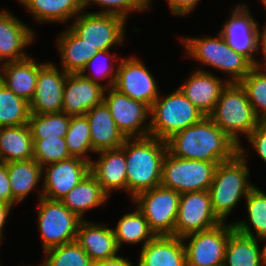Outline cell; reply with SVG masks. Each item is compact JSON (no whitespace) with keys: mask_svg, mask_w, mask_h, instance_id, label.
<instances>
[{"mask_svg":"<svg viewBox=\"0 0 266 266\" xmlns=\"http://www.w3.org/2000/svg\"><path fill=\"white\" fill-rule=\"evenodd\" d=\"M168 151L179 158L214 162L230 160L238 145L209 117L173 134L166 140Z\"/></svg>","mask_w":266,"mask_h":266,"instance_id":"1","label":"cell"},{"mask_svg":"<svg viewBox=\"0 0 266 266\" xmlns=\"http://www.w3.org/2000/svg\"><path fill=\"white\" fill-rule=\"evenodd\" d=\"M242 144L238 152L227 161L217 164L213 180L208 189L214 214L221 222H226L241 199H246L255 186L249 180L248 153Z\"/></svg>","mask_w":266,"mask_h":266,"instance_id":"2","label":"cell"},{"mask_svg":"<svg viewBox=\"0 0 266 266\" xmlns=\"http://www.w3.org/2000/svg\"><path fill=\"white\" fill-rule=\"evenodd\" d=\"M167 142L151 136L125 140L126 182L130 200L138 193L161 185Z\"/></svg>","mask_w":266,"mask_h":266,"instance_id":"3","label":"cell"},{"mask_svg":"<svg viewBox=\"0 0 266 266\" xmlns=\"http://www.w3.org/2000/svg\"><path fill=\"white\" fill-rule=\"evenodd\" d=\"M185 55L202 65L226 73L229 83H239L251 70L253 64L243 55L232 50L218 32L215 37H180Z\"/></svg>","mask_w":266,"mask_h":266,"instance_id":"4","label":"cell"},{"mask_svg":"<svg viewBox=\"0 0 266 266\" xmlns=\"http://www.w3.org/2000/svg\"><path fill=\"white\" fill-rule=\"evenodd\" d=\"M209 117L238 146L261 123L240 83L226 85Z\"/></svg>","mask_w":266,"mask_h":266,"instance_id":"5","label":"cell"},{"mask_svg":"<svg viewBox=\"0 0 266 266\" xmlns=\"http://www.w3.org/2000/svg\"><path fill=\"white\" fill-rule=\"evenodd\" d=\"M204 117L177 87L165 97L159 95L151 105L149 136L166 141Z\"/></svg>","mask_w":266,"mask_h":266,"instance_id":"6","label":"cell"},{"mask_svg":"<svg viewBox=\"0 0 266 266\" xmlns=\"http://www.w3.org/2000/svg\"><path fill=\"white\" fill-rule=\"evenodd\" d=\"M38 229L43 252L76 241L81 219L60 200L41 197L38 200Z\"/></svg>","mask_w":266,"mask_h":266,"instance_id":"7","label":"cell"},{"mask_svg":"<svg viewBox=\"0 0 266 266\" xmlns=\"http://www.w3.org/2000/svg\"><path fill=\"white\" fill-rule=\"evenodd\" d=\"M216 166L214 162L179 158L168 151L163 160L161 185L180 194L207 191Z\"/></svg>","mask_w":266,"mask_h":266,"instance_id":"8","label":"cell"},{"mask_svg":"<svg viewBox=\"0 0 266 266\" xmlns=\"http://www.w3.org/2000/svg\"><path fill=\"white\" fill-rule=\"evenodd\" d=\"M76 19V20H75ZM126 20L118 15L81 12L68 26L93 49L105 51L123 45Z\"/></svg>","mask_w":266,"mask_h":266,"instance_id":"9","label":"cell"},{"mask_svg":"<svg viewBox=\"0 0 266 266\" xmlns=\"http://www.w3.org/2000/svg\"><path fill=\"white\" fill-rule=\"evenodd\" d=\"M180 193L162 185L138 193L132 200L155 236L174 235Z\"/></svg>","mask_w":266,"mask_h":266,"instance_id":"10","label":"cell"},{"mask_svg":"<svg viewBox=\"0 0 266 266\" xmlns=\"http://www.w3.org/2000/svg\"><path fill=\"white\" fill-rule=\"evenodd\" d=\"M233 230V223L221 222L209 230L182 237L187 266H224L225 249Z\"/></svg>","mask_w":266,"mask_h":266,"instance_id":"11","label":"cell"},{"mask_svg":"<svg viewBox=\"0 0 266 266\" xmlns=\"http://www.w3.org/2000/svg\"><path fill=\"white\" fill-rule=\"evenodd\" d=\"M103 102L126 138L149 136L150 107L147 104L128 97L114 87L105 89Z\"/></svg>","mask_w":266,"mask_h":266,"instance_id":"12","label":"cell"},{"mask_svg":"<svg viewBox=\"0 0 266 266\" xmlns=\"http://www.w3.org/2000/svg\"><path fill=\"white\" fill-rule=\"evenodd\" d=\"M145 65L136 56L120 57L113 87L151 107L160 92L155 77Z\"/></svg>","mask_w":266,"mask_h":266,"instance_id":"13","label":"cell"},{"mask_svg":"<svg viewBox=\"0 0 266 266\" xmlns=\"http://www.w3.org/2000/svg\"><path fill=\"white\" fill-rule=\"evenodd\" d=\"M221 221L214 214L208 190L180 194L174 236L209 230Z\"/></svg>","mask_w":266,"mask_h":266,"instance_id":"14","label":"cell"},{"mask_svg":"<svg viewBox=\"0 0 266 266\" xmlns=\"http://www.w3.org/2000/svg\"><path fill=\"white\" fill-rule=\"evenodd\" d=\"M230 12V19L222 24L219 33L226 40L228 46L246 57L252 64L257 59L259 23L254 20L247 4H236Z\"/></svg>","mask_w":266,"mask_h":266,"instance_id":"15","label":"cell"},{"mask_svg":"<svg viewBox=\"0 0 266 266\" xmlns=\"http://www.w3.org/2000/svg\"><path fill=\"white\" fill-rule=\"evenodd\" d=\"M90 172V163L81 158L70 157L42 167V185L38 200L45 197L61 200Z\"/></svg>","mask_w":266,"mask_h":266,"instance_id":"16","label":"cell"},{"mask_svg":"<svg viewBox=\"0 0 266 266\" xmlns=\"http://www.w3.org/2000/svg\"><path fill=\"white\" fill-rule=\"evenodd\" d=\"M67 74L53 62H47L39 70L35 93L29 103L31 113L62 112L64 84Z\"/></svg>","mask_w":266,"mask_h":266,"instance_id":"17","label":"cell"},{"mask_svg":"<svg viewBox=\"0 0 266 266\" xmlns=\"http://www.w3.org/2000/svg\"><path fill=\"white\" fill-rule=\"evenodd\" d=\"M105 87L80 73H68L64 84L62 112L70 116L85 115L104 100Z\"/></svg>","mask_w":266,"mask_h":266,"instance_id":"18","label":"cell"},{"mask_svg":"<svg viewBox=\"0 0 266 266\" xmlns=\"http://www.w3.org/2000/svg\"><path fill=\"white\" fill-rule=\"evenodd\" d=\"M228 83L226 78L221 80L213 72L197 68L178 88L204 116H209Z\"/></svg>","mask_w":266,"mask_h":266,"instance_id":"19","label":"cell"},{"mask_svg":"<svg viewBox=\"0 0 266 266\" xmlns=\"http://www.w3.org/2000/svg\"><path fill=\"white\" fill-rule=\"evenodd\" d=\"M8 10L0 11V58L4 62L27 58L25 48L35 41V31Z\"/></svg>","mask_w":266,"mask_h":266,"instance_id":"20","label":"cell"},{"mask_svg":"<svg viewBox=\"0 0 266 266\" xmlns=\"http://www.w3.org/2000/svg\"><path fill=\"white\" fill-rule=\"evenodd\" d=\"M98 158L90 162V173L97 179L103 190L110 195L111 191H127L125 142L119 148L103 150Z\"/></svg>","mask_w":266,"mask_h":266,"instance_id":"21","label":"cell"},{"mask_svg":"<svg viewBox=\"0 0 266 266\" xmlns=\"http://www.w3.org/2000/svg\"><path fill=\"white\" fill-rule=\"evenodd\" d=\"M76 242L94 263L114 258L120 250L113 228L85 219L79 223Z\"/></svg>","mask_w":266,"mask_h":266,"instance_id":"22","label":"cell"},{"mask_svg":"<svg viewBox=\"0 0 266 266\" xmlns=\"http://www.w3.org/2000/svg\"><path fill=\"white\" fill-rule=\"evenodd\" d=\"M137 266H187L182 238L174 235L155 236L141 247Z\"/></svg>","mask_w":266,"mask_h":266,"instance_id":"23","label":"cell"},{"mask_svg":"<svg viewBox=\"0 0 266 266\" xmlns=\"http://www.w3.org/2000/svg\"><path fill=\"white\" fill-rule=\"evenodd\" d=\"M47 62L38 64L29 55L20 61L5 62L0 81L15 95L30 103L35 93L38 72Z\"/></svg>","mask_w":266,"mask_h":266,"instance_id":"24","label":"cell"},{"mask_svg":"<svg viewBox=\"0 0 266 266\" xmlns=\"http://www.w3.org/2000/svg\"><path fill=\"white\" fill-rule=\"evenodd\" d=\"M85 116L90 127V137L94 153L121 147L127 139L118 129L109 108L103 102L94 106Z\"/></svg>","mask_w":266,"mask_h":266,"instance_id":"25","label":"cell"},{"mask_svg":"<svg viewBox=\"0 0 266 266\" xmlns=\"http://www.w3.org/2000/svg\"><path fill=\"white\" fill-rule=\"evenodd\" d=\"M109 197L97 179L89 172L60 201L81 220H84L87 210L106 204Z\"/></svg>","mask_w":266,"mask_h":266,"instance_id":"26","label":"cell"},{"mask_svg":"<svg viewBox=\"0 0 266 266\" xmlns=\"http://www.w3.org/2000/svg\"><path fill=\"white\" fill-rule=\"evenodd\" d=\"M38 23H69L84 11L81 0H18Z\"/></svg>","mask_w":266,"mask_h":266,"instance_id":"27","label":"cell"},{"mask_svg":"<svg viewBox=\"0 0 266 266\" xmlns=\"http://www.w3.org/2000/svg\"><path fill=\"white\" fill-rule=\"evenodd\" d=\"M57 37V51L60 53L61 69L66 73H80L86 63L99 50L93 49L82 38L78 37L68 26Z\"/></svg>","mask_w":266,"mask_h":266,"instance_id":"28","label":"cell"},{"mask_svg":"<svg viewBox=\"0 0 266 266\" xmlns=\"http://www.w3.org/2000/svg\"><path fill=\"white\" fill-rule=\"evenodd\" d=\"M33 159V138L29 124L0 127V162Z\"/></svg>","mask_w":266,"mask_h":266,"instance_id":"29","label":"cell"},{"mask_svg":"<svg viewBox=\"0 0 266 266\" xmlns=\"http://www.w3.org/2000/svg\"><path fill=\"white\" fill-rule=\"evenodd\" d=\"M8 177L12 190V205H16L35 189L42 178V166L36 160L7 162Z\"/></svg>","mask_w":266,"mask_h":266,"instance_id":"30","label":"cell"},{"mask_svg":"<svg viewBox=\"0 0 266 266\" xmlns=\"http://www.w3.org/2000/svg\"><path fill=\"white\" fill-rule=\"evenodd\" d=\"M259 242L234 229L226 245L224 266H265Z\"/></svg>","mask_w":266,"mask_h":266,"instance_id":"31","label":"cell"},{"mask_svg":"<svg viewBox=\"0 0 266 266\" xmlns=\"http://www.w3.org/2000/svg\"><path fill=\"white\" fill-rule=\"evenodd\" d=\"M245 202L248 221H233L234 229L241 234L260 239L266 235V194L255 185L249 191Z\"/></svg>","mask_w":266,"mask_h":266,"instance_id":"32","label":"cell"},{"mask_svg":"<svg viewBox=\"0 0 266 266\" xmlns=\"http://www.w3.org/2000/svg\"><path fill=\"white\" fill-rule=\"evenodd\" d=\"M135 208L136 211L134 209V212L126 213L113 228L119 249L124 243L139 244L141 242L144 247L155 237L143 213L137 207Z\"/></svg>","mask_w":266,"mask_h":266,"instance_id":"33","label":"cell"},{"mask_svg":"<svg viewBox=\"0 0 266 266\" xmlns=\"http://www.w3.org/2000/svg\"><path fill=\"white\" fill-rule=\"evenodd\" d=\"M71 116L65 112L30 114L29 126L33 140L63 138L66 136Z\"/></svg>","mask_w":266,"mask_h":266,"instance_id":"34","label":"cell"},{"mask_svg":"<svg viewBox=\"0 0 266 266\" xmlns=\"http://www.w3.org/2000/svg\"><path fill=\"white\" fill-rule=\"evenodd\" d=\"M29 102L15 95L0 81V127L28 124Z\"/></svg>","mask_w":266,"mask_h":266,"instance_id":"35","label":"cell"},{"mask_svg":"<svg viewBox=\"0 0 266 266\" xmlns=\"http://www.w3.org/2000/svg\"><path fill=\"white\" fill-rule=\"evenodd\" d=\"M65 142L71 157L81 158L89 163L92 161V158L88 156V152L93 153L94 151L92 149L90 127L85 115L71 116Z\"/></svg>","mask_w":266,"mask_h":266,"instance_id":"36","label":"cell"},{"mask_svg":"<svg viewBox=\"0 0 266 266\" xmlns=\"http://www.w3.org/2000/svg\"><path fill=\"white\" fill-rule=\"evenodd\" d=\"M100 59H101V61H100ZM118 59H119V56L117 57V54L111 52V50L98 51L86 63L85 67L80 72V74L83 75L84 77L92 80L93 82H96L98 84L103 85L106 89L110 88V87H113L114 86V82L116 80L117 66H118V63H119ZM114 60L115 61L117 60L116 63H115ZM107 62H110V64H107ZM96 63L97 64L99 63V64L96 65ZM93 65L94 66L96 65L97 67L96 66L93 67ZM92 67L94 68L95 72L91 70ZM86 72H88L89 75ZM99 80H107V85L100 83Z\"/></svg>","mask_w":266,"mask_h":266,"instance_id":"37","label":"cell"},{"mask_svg":"<svg viewBox=\"0 0 266 266\" xmlns=\"http://www.w3.org/2000/svg\"><path fill=\"white\" fill-rule=\"evenodd\" d=\"M43 254L45 266H94V262L76 241L51 248Z\"/></svg>","mask_w":266,"mask_h":266,"instance_id":"38","label":"cell"},{"mask_svg":"<svg viewBox=\"0 0 266 266\" xmlns=\"http://www.w3.org/2000/svg\"><path fill=\"white\" fill-rule=\"evenodd\" d=\"M239 83L246 90L256 116L266 122V71L252 67Z\"/></svg>","mask_w":266,"mask_h":266,"instance_id":"39","label":"cell"},{"mask_svg":"<svg viewBox=\"0 0 266 266\" xmlns=\"http://www.w3.org/2000/svg\"><path fill=\"white\" fill-rule=\"evenodd\" d=\"M70 157L65 137L33 140V159L42 167Z\"/></svg>","mask_w":266,"mask_h":266,"instance_id":"40","label":"cell"},{"mask_svg":"<svg viewBox=\"0 0 266 266\" xmlns=\"http://www.w3.org/2000/svg\"><path fill=\"white\" fill-rule=\"evenodd\" d=\"M83 9L90 4H98L103 8L96 13L114 14L123 17L126 21L131 12L146 11L151 8V0H81ZM87 7V8H86Z\"/></svg>","mask_w":266,"mask_h":266,"instance_id":"41","label":"cell"},{"mask_svg":"<svg viewBox=\"0 0 266 266\" xmlns=\"http://www.w3.org/2000/svg\"><path fill=\"white\" fill-rule=\"evenodd\" d=\"M246 140L266 164V122H261Z\"/></svg>","mask_w":266,"mask_h":266,"instance_id":"42","label":"cell"},{"mask_svg":"<svg viewBox=\"0 0 266 266\" xmlns=\"http://www.w3.org/2000/svg\"><path fill=\"white\" fill-rule=\"evenodd\" d=\"M201 1V0H200ZM169 11L174 15L183 17L188 15L198 6L199 0H167Z\"/></svg>","mask_w":266,"mask_h":266,"instance_id":"43","label":"cell"},{"mask_svg":"<svg viewBox=\"0 0 266 266\" xmlns=\"http://www.w3.org/2000/svg\"><path fill=\"white\" fill-rule=\"evenodd\" d=\"M0 201L12 205V190L8 177L7 163L0 162Z\"/></svg>","mask_w":266,"mask_h":266,"instance_id":"44","label":"cell"},{"mask_svg":"<svg viewBox=\"0 0 266 266\" xmlns=\"http://www.w3.org/2000/svg\"><path fill=\"white\" fill-rule=\"evenodd\" d=\"M258 53L260 54V49L263 55L262 62L256 59L253 63V67L260 71H266V25L263 26L262 32L260 30L259 37H258Z\"/></svg>","mask_w":266,"mask_h":266,"instance_id":"45","label":"cell"},{"mask_svg":"<svg viewBox=\"0 0 266 266\" xmlns=\"http://www.w3.org/2000/svg\"><path fill=\"white\" fill-rule=\"evenodd\" d=\"M13 205L0 201V245H2V239L3 234H4V225L6 224L5 222L7 221V217L11 214V209H13Z\"/></svg>","mask_w":266,"mask_h":266,"instance_id":"46","label":"cell"},{"mask_svg":"<svg viewBox=\"0 0 266 266\" xmlns=\"http://www.w3.org/2000/svg\"><path fill=\"white\" fill-rule=\"evenodd\" d=\"M94 266H133L130 260L124 258L123 256H116L114 258L101 260L94 263Z\"/></svg>","mask_w":266,"mask_h":266,"instance_id":"47","label":"cell"},{"mask_svg":"<svg viewBox=\"0 0 266 266\" xmlns=\"http://www.w3.org/2000/svg\"><path fill=\"white\" fill-rule=\"evenodd\" d=\"M259 240H262L263 242H265V244L261 248V252H262L263 263L266 266V235L262 236Z\"/></svg>","mask_w":266,"mask_h":266,"instance_id":"48","label":"cell"},{"mask_svg":"<svg viewBox=\"0 0 266 266\" xmlns=\"http://www.w3.org/2000/svg\"><path fill=\"white\" fill-rule=\"evenodd\" d=\"M5 62L0 58V73H1V70L4 66Z\"/></svg>","mask_w":266,"mask_h":266,"instance_id":"49","label":"cell"},{"mask_svg":"<svg viewBox=\"0 0 266 266\" xmlns=\"http://www.w3.org/2000/svg\"><path fill=\"white\" fill-rule=\"evenodd\" d=\"M262 6H264V8L266 9V0H260Z\"/></svg>","mask_w":266,"mask_h":266,"instance_id":"50","label":"cell"},{"mask_svg":"<svg viewBox=\"0 0 266 266\" xmlns=\"http://www.w3.org/2000/svg\"><path fill=\"white\" fill-rule=\"evenodd\" d=\"M20 266H22V265H20ZM24 266V265H23ZM26 266V265H25ZM27 266H31V265H27ZM33 266V265H32ZM38 266H45L44 265V262H42V264H40V265H38Z\"/></svg>","mask_w":266,"mask_h":266,"instance_id":"51","label":"cell"}]
</instances>
